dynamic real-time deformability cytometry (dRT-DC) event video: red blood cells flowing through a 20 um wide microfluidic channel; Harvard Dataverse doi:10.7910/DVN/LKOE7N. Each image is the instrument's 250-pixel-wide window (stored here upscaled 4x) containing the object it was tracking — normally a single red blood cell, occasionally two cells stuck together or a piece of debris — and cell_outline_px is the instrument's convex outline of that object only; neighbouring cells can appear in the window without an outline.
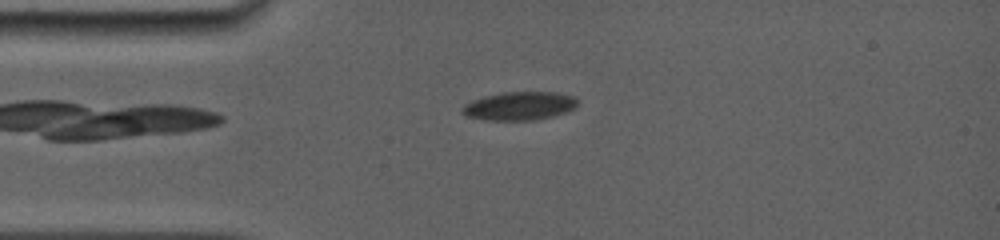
{"species": "common noctule bat (a hibernating species)", "species_latin": "Nyctalus noctula", "temperature_condition": "room temperature", "stored_images_in_passage": 33, "camera_frame_rate_fps": 5000, "um_per_image_px": 0.085, "animal": {"sex": "female", "body_mass_g": 19.0, "forearm_length_mm": 56.7}, "frame": {"image": 1, "passage_image": 5, "time_ms": 1.4, "image_size_px": [1000, 240], "cell_outline_px": [[576, 108], [552, 116], [536, 120], [488, 120], [464, 116], [460, 112], [460, 108], [464, 104], [472, 100], [484, 96], [504, 92], [556, 92], [572, 96], [576, 100]], "centroid_in_image_um": [44.08, 9.01], "position_along_channel_um": 40.9, "area_um2": 19.13}}
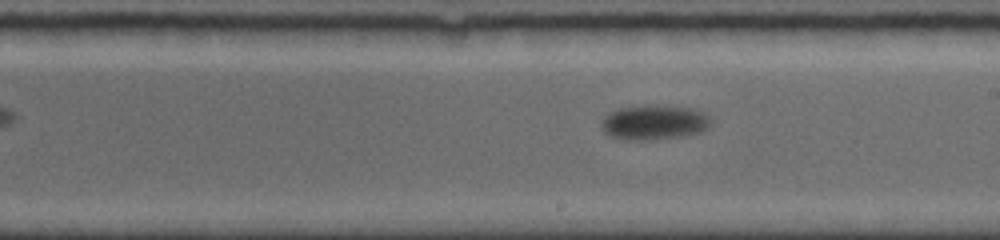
{"frame": {"image": 2, "passage_image": 20, "time_ms": 7.2, "image_size_px": [1000, 240], "cell_outline_px": [[712, 124], [708, 128], [700, 132], [684, 136], [640, 140], [628, 140], [612, 136], [604, 132], [600, 128], [600, 120], [608, 112], [620, 108], [692, 108], [704, 112], [712, 120]], "centroid_in_image_um": [55.59, 10.45], "position_along_channel_um": 233.4, "area_um2": 21.44}}
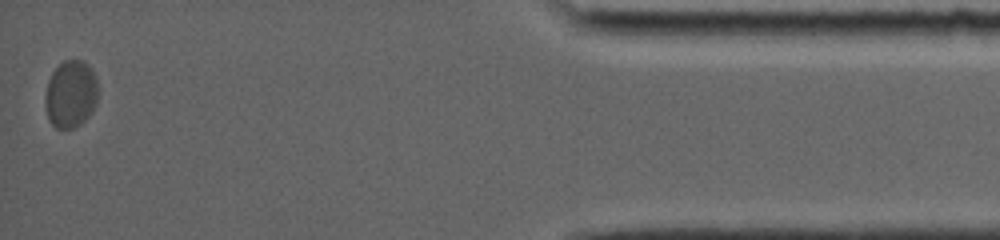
{"frame": {"image": 3, "passage_image": 33, "time_ms": 14.4, "image_size_px": [1000, 240], "cell_outline_px": [[100, 92], [96, 104], [92, 112], [80, 124], [72, 128], [56, 128], [48, 120], [44, 104], [44, 96], [48, 80], [52, 72], [64, 60], [80, 60], [88, 64], [92, 68], [96, 76]], "centroid_in_image_um": [6.03, 7.99], "position_along_channel_um": 429.2, "area_um2": 21.27}, "authors_computed_cell_mechanics": {"area_um2": 21.1548, "velocity_mm_per_s": 3.6327, "shape_relaxation_time_tau1_ms": 4.0856, "shape_relaxation_time_tau2_ms": null, "deformation_change_tau1": 0.1165, "deformation_change_tau2": null}}